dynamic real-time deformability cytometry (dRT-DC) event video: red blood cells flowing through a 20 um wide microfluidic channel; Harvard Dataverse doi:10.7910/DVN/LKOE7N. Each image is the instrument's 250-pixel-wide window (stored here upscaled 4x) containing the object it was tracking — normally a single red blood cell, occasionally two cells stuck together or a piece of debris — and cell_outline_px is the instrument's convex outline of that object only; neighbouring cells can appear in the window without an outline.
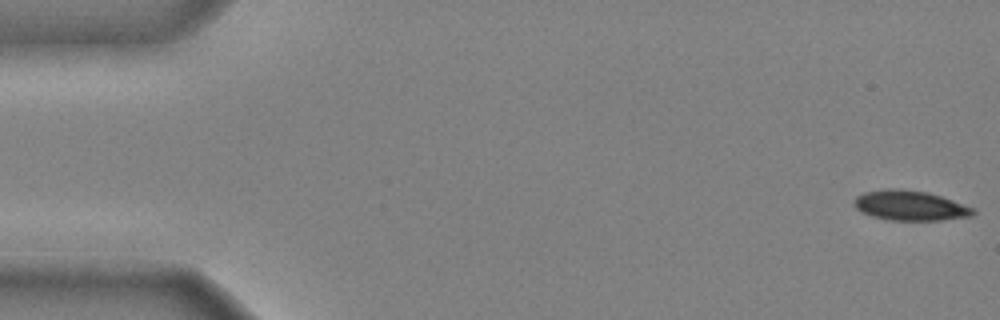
{"species": "common noctule bat (a hibernating species)", "species_latin": "Nyctalus noctula", "temperature_condition": "cold", "stored_images_in_passage": 12, "camera_frame_rate_fps": 3000, "um_per_image_px": 0.085, "animal": {"sex": "male", "body_mass_g": 20.4}, "frame": {"image": 1, "passage_image": 1, "time_ms": 0.0, "image_size_px": [1000, 320], "cell_outline_px": [[976, 212], [972, 216], [940, 220], [888, 220], [872, 216], [860, 212], [852, 204], [852, 200], [856, 196], [864, 192], [888, 188], [896, 188], [928, 192], [976, 208]], "centroid_in_image_um": [77.33, 17.47], "position_along_channel_um": 7.7, "area_um2": 20.98}}